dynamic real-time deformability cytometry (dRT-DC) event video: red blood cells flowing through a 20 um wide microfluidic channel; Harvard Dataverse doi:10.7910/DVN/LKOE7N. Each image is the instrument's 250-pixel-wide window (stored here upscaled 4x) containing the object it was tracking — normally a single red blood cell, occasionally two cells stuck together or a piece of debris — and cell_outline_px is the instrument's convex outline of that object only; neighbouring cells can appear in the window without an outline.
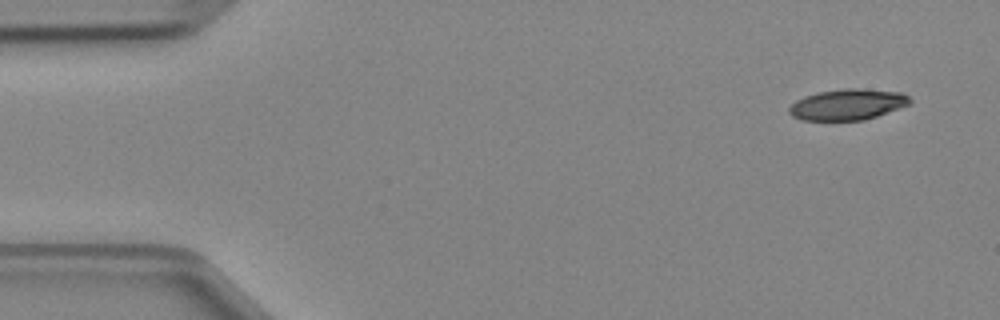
{"species": "Egyptian fruit bat (a non-hibernating species)", "species_latin": "Rousettus aegyptiacus", "temperature_condition": "cold", "stored_images_in_passage": 3, "camera_frame_rate_fps": 3000, "um_per_image_px": 0.085, "animal": {"sex": "female"}, "frame": {"image": 1, "passage_image": 1, "time_ms": 0.0, "image_size_px": [1000, 320], "cell_outline_px": [[912, 100], [908, 104], [900, 108], [864, 120], [804, 120], [792, 116], [788, 112], [788, 108], [796, 100], [804, 96], [816, 92], [844, 88], [860, 88], [904, 92]], "centroid_in_image_um": [72.05, 8.87], "position_along_channel_um": 13.0, "area_um2": 21.91}}